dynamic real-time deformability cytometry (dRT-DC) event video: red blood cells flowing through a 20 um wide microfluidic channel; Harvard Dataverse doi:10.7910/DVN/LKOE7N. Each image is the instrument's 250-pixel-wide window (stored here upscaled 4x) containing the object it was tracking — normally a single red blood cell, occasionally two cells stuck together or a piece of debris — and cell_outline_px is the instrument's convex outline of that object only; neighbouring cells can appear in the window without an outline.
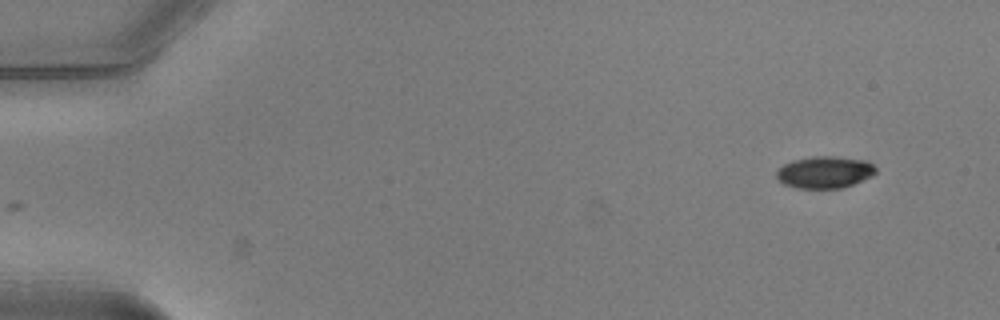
{"species": "common noctule bat (a hibernating species)", "species_latin": "Nyctalus noctula", "temperature_condition": "warm", "stored_images_in_passage": 48, "camera_frame_rate_fps": 3000, "um_per_image_px": 0.085, "animal": {"sex": "male", "body_mass_g": 20.5, "forearm_length_mm": 52.5}, "frame": {"image": 1, "passage_image": 1, "time_ms": 0.0, "image_size_px": [1000, 320], "cell_outline_px": [[876, 172], [872, 176], [852, 184], [840, 188], [796, 188], [784, 184], [776, 176], [776, 172], [784, 164], [792, 160], [812, 156], [836, 156], [868, 160], [876, 168]], "centroid_in_image_um": [70.11, 14.62], "position_along_channel_um": 14.9, "area_um2": 18.5}}
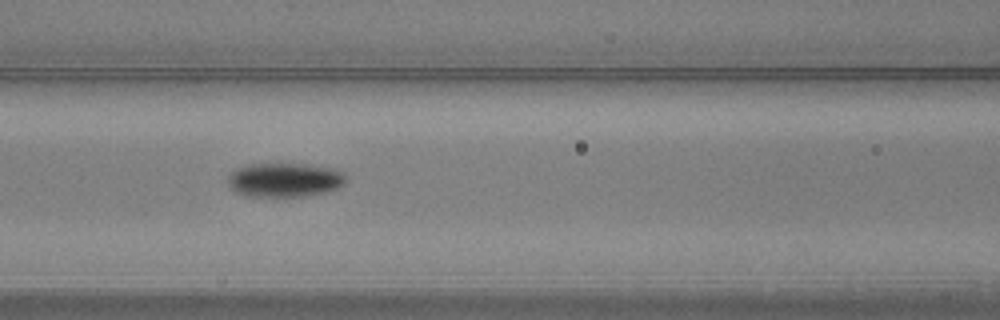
{"frame": {"image": 2, "passage_image": 20, "time_ms": 6.333, "image_size_px": [1000, 320], "cell_outline_px": [[348, 176], [344, 184], [336, 188], [324, 192], [304, 196], [244, 196], [236, 192], [228, 184], [228, 176], [236, 168], [248, 164], [304, 164], [336, 168], [344, 172]], "centroid_in_image_um": [24.21, 15.28], "position_along_channel_um": 142.4, "area_um2": 23.58}}
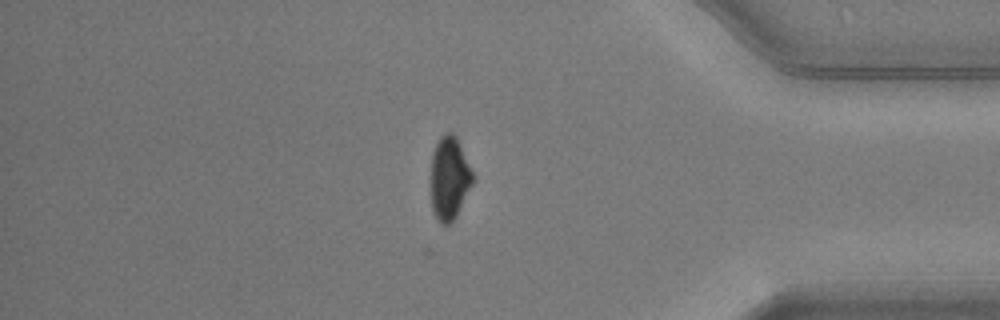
{"frame": {"image": 3, "passage_image": 41, "time_ms": 13.333, "image_size_px": [1000, 320], "cell_outline_px": [[472, 184], [456, 216], [448, 224], [440, 224], [432, 212], [432, 152], [440, 136], [448, 132], [452, 132], [456, 136], [472, 172]], "centroid_in_image_um": [38.18, 15.15], "position_along_channel_um": 397.0, "area_um2": 19.83}, "authors_computed_cell_mechanics": {"area_um2": 21.2126, "velocity_mm_per_s": 3.9937, "shape_relaxation_time_tau1_ms": 3.3375, "shape_relaxation_time_tau2_ms": 5.8486, "deformation_change_tau1": 0.1448, "deformation_change_tau2": 0.0756}}